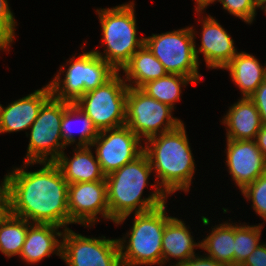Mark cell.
Listing matches in <instances>:
<instances>
[{
	"mask_svg": "<svg viewBox=\"0 0 266 266\" xmlns=\"http://www.w3.org/2000/svg\"><path fill=\"white\" fill-rule=\"evenodd\" d=\"M134 2L112 8L97 9L102 27L104 54L93 50L117 72L130 61L132 55L144 45L145 38L137 37Z\"/></svg>",
	"mask_w": 266,
	"mask_h": 266,
	"instance_id": "4",
	"label": "cell"
},
{
	"mask_svg": "<svg viewBox=\"0 0 266 266\" xmlns=\"http://www.w3.org/2000/svg\"><path fill=\"white\" fill-rule=\"evenodd\" d=\"M241 193L247 200L251 199L252 208L266 221V173L248 184Z\"/></svg>",
	"mask_w": 266,
	"mask_h": 266,
	"instance_id": "29",
	"label": "cell"
},
{
	"mask_svg": "<svg viewBox=\"0 0 266 266\" xmlns=\"http://www.w3.org/2000/svg\"><path fill=\"white\" fill-rule=\"evenodd\" d=\"M61 259L68 266H122L118 239L86 237L63 230Z\"/></svg>",
	"mask_w": 266,
	"mask_h": 266,
	"instance_id": "11",
	"label": "cell"
},
{
	"mask_svg": "<svg viewBox=\"0 0 266 266\" xmlns=\"http://www.w3.org/2000/svg\"><path fill=\"white\" fill-rule=\"evenodd\" d=\"M259 8H261L262 10L264 9V13L266 15V0H263L260 4H259Z\"/></svg>",
	"mask_w": 266,
	"mask_h": 266,
	"instance_id": "37",
	"label": "cell"
},
{
	"mask_svg": "<svg viewBox=\"0 0 266 266\" xmlns=\"http://www.w3.org/2000/svg\"><path fill=\"white\" fill-rule=\"evenodd\" d=\"M188 83L195 84L189 77L167 74L164 77L147 82L140 89L149 97L174 109L175 102L179 101L182 93L181 87H185Z\"/></svg>",
	"mask_w": 266,
	"mask_h": 266,
	"instance_id": "26",
	"label": "cell"
},
{
	"mask_svg": "<svg viewBox=\"0 0 266 266\" xmlns=\"http://www.w3.org/2000/svg\"><path fill=\"white\" fill-rule=\"evenodd\" d=\"M225 151L229 174L241 191L266 173V158L255 140L227 139Z\"/></svg>",
	"mask_w": 266,
	"mask_h": 266,
	"instance_id": "14",
	"label": "cell"
},
{
	"mask_svg": "<svg viewBox=\"0 0 266 266\" xmlns=\"http://www.w3.org/2000/svg\"><path fill=\"white\" fill-rule=\"evenodd\" d=\"M60 226L54 224L32 223L28 227L25 242L19 257L27 264L40 262L51 254L61 258L63 232L58 231ZM58 237V238H57Z\"/></svg>",
	"mask_w": 266,
	"mask_h": 266,
	"instance_id": "17",
	"label": "cell"
},
{
	"mask_svg": "<svg viewBox=\"0 0 266 266\" xmlns=\"http://www.w3.org/2000/svg\"><path fill=\"white\" fill-rule=\"evenodd\" d=\"M9 51V48L0 40V50H7Z\"/></svg>",
	"mask_w": 266,
	"mask_h": 266,
	"instance_id": "38",
	"label": "cell"
},
{
	"mask_svg": "<svg viewBox=\"0 0 266 266\" xmlns=\"http://www.w3.org/2000/svg\"><path fill=\"white\" fill-rule=\"evenodd\" d=\"M240 266H266V243L259 244Z\"/></svg>",
	"mask_w": 266,
	"mask_h": 266,
	"instance_id": "32",
	"label": "cell"
},
{
	"mask_svg": "<svg viewBox=\"0 0 266 266\" xmlns=\"http://www.w3.org/2000/svg\"><path fill=\"white\" fill-rule=\"evenodd\" d=\"M193 27L144 37V44L162 63L168 74L189 77L195 84L202 79L195 54Z\"/></svg>",
	"mask_w": 266,
	"mask_h": 266,
	"instance_id": "7",
	"label": "cell"
},
{
	"mask_svg": "<svg viewBox=\"0 0 266 266\" xmlns=\"http://www.w3.org/2000/svg\"><path fill=\"white\" fill-rule=\"evenodd\" d=\"M229 70L232 81L240 89L242 97L252 95L266 79L265 67L257 58L246 52H237L236 56L223 68Z\"/></svg>",
	"mask_w": 266,
	"mask_h": 266,
	"instance_id": "21",
	"label": "cell"
},
{
	"mask_svg": "<svg viewBox=\"0 0 266 266\" xmlns=\"http://www.w3.org/2000/svg\"><path fill=\"white\" fill-rule=\"evenodd\" d=\"M258 4H260L263 0H255Z\"/></svg>",
	"mask_w": 266,
	"mask_h": 266,
	"instance_id": "39",
	"label": "cell"
},
{
	"mask_svg": "<svg viewBox=\"0 0 266 266\" xmlns=\"http://www.w3.org/2000/svg\"><path fill=\"white\" fill-rule=\"evenodd\" d=\"M51 96V89L47 84L33 93L15 100L8 106H1L0 133H11L27 130L36 120L43 103Z\"/></svg>",
	"mask_w": 266,
	"mask_h": 266,
	"instance_id": "16",
	"label": "cell"
},
{
	"mask_svg": "<svg viewBox=\"0 0 266 266\" xmlns=\"http://www.w3.org/2000/svg\"><path fill=\"white\" fill-rule=\"evenodd\" d=\"M196 7H204L210 0H194Z\"/></svg>",
	"mask_w": 266,
	"mask_h": 266,
	"instance_id": "36",
	"label": "cell"
},
{
	"mask_svg": "<svg viewBox=\"0 0 266 266\" xmlns=\"http://www.w3.org/2000/svg\"><path fill=\"white\" fill-rule=\"evenodd\" d=\"M187 137L184 123H181L177 128L150 137L144 143L143 151L157 174L154 182L167 196L178 190L189 192L195 163Z\"/></svg>",
	"mask_w": 266,
	"mask_h": 266,
	"instance_id": "3",
	"label": "cell"
},
{
	"mask_svg": "<svg viewBox=\"0 0 266 266\" xmlns=\"http://www.w3.org/2000/svg\"><path fill=\"white\" fill-rule=\"evenodd\" d=\"M69 59L68 68L61 66L60 72L49 82L51 95L58 100L75 103L86 92L109 81L117 71L93 50L83 52L78 58ZM65 72L61 80L60 75Z\"/></svg>",
	"mask_w": 266,
	"mask_h": 266,
	"instance_id": "6",
	"label": "cell"
},
{
	"mask_svg": "<svg viewBox=\"0 0 266 266\" xmlns=\"http://www.w3.org/2000/svg\"><path fill=\"white\" fill-rule=\"evenodd\" d=\"M4 208L3 202V182L0 183V211Z\"/></svg>",
	"mask_w": 266,
	"mask_h": 266,
	"instance_id": "35",
	"label": "cell"
},
{
	"mask_svg": "<svg viewBox=\"0 0 266 266\" xmlns=\"http://www.w3.org/2000/svg\"><path fill=\"white\" fill-rule=\"evenodd\" d=\"M8 4V0H0V40L10 49L17 22Z\"/></svg>",
	"mask_w": 266,
	"mask_h": 266,
	"instance_id": "30",
	"label": "cell"
},
{
	"mask_svg": "<svg viewBox=\"0 0 266 266\" xmlns=\"http://www.w3.org/2000/svg\"><path fill=\"white\" fill-rule=\"evenodd\" d=\"M185 224L183 220L172 216L166 222L162 236L163 266L171 260V257L178 259V261L170 266H179L192 256L197 255L194 248L199 247L200 249V241L194 242L193 236Z\"/></svg>",
	"mask_w": 266,
	"mask_h": 266,
	"instance_id": "20",
	"label": "cell"
},
{
	"mask_svg": "<svg viewBox=\"0 0 266 266\" xmlns=\"http://www.w3.org/2000/svg\"><path fill=\"white\" fill-rule=\"evenodd\" d=\"M249 99L257 107L262 125L266 126V79L258 86Z\"/></svg>",
	"mask_w": 266,
	"mask_h": 266,
	"instance_id": "31",
	"label": "cell"
},
{
	"mask_svg": "<svg viewBox=\"0 0 266 266\" xmlns=\"http://www.w3.org/2000/svg\"><path fill=\"white\" fill-rule=\"evenodd\" d=\"M31 224L3 208L0 211V252L8 258L19 256Z\"/></svg>",
	"mask_w": 266,
	"mask_h": 266,
	"instance_id": "24",
	"label": "cell"
},
{
	"mask_svg": "<svg viewBox=\"0 0 266 266\" xmlns=\"http://www.w3.org/2000/svg\"><path fill=\"white\" fill-rule=\"evenodd\" d=\"M67 198L70 224L92 227L99 214L110 220L105 180L69 184Z\"/></svg>",
	"mask_w": 266,
	"mask_h": 266,
	"instance_id": "13",
	"label": "cell"
},
{
	"mask_svg": "<svg viewBox=\"0 0 266 266\" xmlns=\"http://www.w3.org/2000/svg\"><path fill=\"white\" fill-rule=\"evenodd\" d=\"M179 266H226L223 263H220L209 256H192L184 263H181Z\"/></svg>",
	"mask_w": 266,
	"mask_h": 266,
	"instance_id": "33",
	"label": "cell"
},
{
	"mask_svg": "<svg viewBox=\"0 0 266 266\" xmlns=\"http://www.w3.org/2000/svg\"><path fill=\"white\" fill-rule=\"evenodd\" d=\"M257 147L260 149L264 157L266 158V126L262 125L260 131L255 138Z\"/></svg>",
	"mask_w": 266,
	"mask_h": 266,
	"instance_id": "34",
	"label": "cell"
},
{
	"mask_svg": "<svg viewBox=\"0 0 266 266\" xmlns=\"http://www.w3.org/2000/svg\"><path fill=\"white\" fill-rule=\"evenodd\" d=\"M223 6V9L227 10L231 15L239 17L244 22L251 24L256 16V10L259 8V4L255 0H217ZM216 0H210L204 7H194L197 14L203 13L202 11L207 8L208 5L217 2Z\"/></svg>",
	"mask_w": 266,
	"mask_h": 266,
	"instance_id": "28",
	"label": "cell"
},
{
	"mask_svg": "<svg viewBox=\"0 0 266 266\" xmlns=\"http://www.w3.org/2000/svg\"><path fill=\"white\" fill-rule=\"evenodd\" d=\"M207 234L206 238L201 240L200 248L208 253L207 256L225 264L226 266H235V241L233 223H222L215 225Z\"/></svg>",
	"mask_w": 266,
	"mask_h": 266,
	"instance_id": "23",
	"label": "cell"
},
{
	"mask_svg": "<svg viewBox=\"0 0 266 266\" xmlns=\"http://www.w3.org/2000/svg\"><path fill=\"white\" fill-rule=\"evenodd\" d=\"M122 70L127 86L133 88H141L147 82L168 74L162 63L145 44L132 55Z\"/></svg>",
	"mask_w": 266,
	"mask_h": 266,
	"instance_id": "22",
	"label": "cell"
},
{
	"mask_svg": "<svg viewBox=\"0 0 266 266\" xmlns=\"http://www.w3.org/2000/svg\"><path fill=\"white\" fill-rule=\"evenodd\" d=\"M172 111L169 105L149 97L140 88L128 87L125 125L143 141L183 123L171 115Z\"/></svg>",
	"mask_w": 266,
	"mask_h": 266,
	"instance_id": "10",
	"label": "cell"
},
{
	"mask_svg": "<svg viewBox=\"0 0 266 266\" xmlns=\"http://www.w3.org/2000/svg\"><path fill=\"white\" fill-rule=\"evenodd\" d=\"M140 140L127 125L100 131L91 146L103 173L107 176L138 157L144 150Z\"/></svg>",
	"mask_w": 266,
	"mask_h": 266,
	"instance_id": "12",
	"label": "cell"
},
{
	"mask_svg": "<svg viewBox=\"0 0 266 266\" xmlns=\"http://www.w3.org/2000/svg\"><path fill=\"white\" fill-rule=\"evenodd\" d=\"M3 179L4 208L30 223L54 224L67 229L68 182L55 162H39V170H24L38 162H23Z\"/></svg>",
	"mask_w": 266,
	"mask_h": 266,
	"instance_id": "1",
	"label": "cell"
},
{
	"mask_svg": "<svg viewBox=\"0 0 266 266\" xmlns=\"http://www.w3.org/2000/svg\"><path fill=\"white\" fill-rule=\"evenodd\" d=\"M119 74L117 72L104 85L86 92L75 102L99 132L125 125L128 86Z\"/></svg>",
	"mask_w": 266,
	"mask_h": 266,
	"instance_id": "9",
	"label": "cell"
},
{
	"mask_svg": "<svg viewBox=\"0 0 266 266\" xmlns=\"http://www.w3.org/2000/svg\"><path fill=\"white\" fill-rule=\"evenodd\" d=\"M201 45H195V54L199 61V53L204 55L208 68L223 69L237 54L230 34L210 15L202 20Z\"/></svg>",
	"mask_w": 266,
	"mask_h": 266,
	"instance_id": "15",
	"label": "cell"
},
{
	"mask_svg": "<svg viewBox=\"0 0 266 266\" xmlns=\"http://www.w3.org/2000/svg\"><path fill=\"white\" fill-rule=\"evenodd\" d=\"M69 102L52 95L41 106L30 131V141L24 162H55L66 146L61 136V121ZM49 156V157H48Z\"/></svg>",
	"mask_w": 266,
	"mask_h": 266,
	"instance_id": "8",
	"label": "cell"
},
{
	"mask_svg": "<svg viewBox=\"0 0 266 266\" xmlns=\"http://www.w3.org/2000/svg\"><path fill=\"white\" fill-rule=\"evenodd\" d=\"M223 118L226 138L230 140H255L262 127L259 111L249 97L230 106Z\"/></svg>",
	"mask_w": 266,
	"mask_h": 266,
	"instance_id": "18",
	"label": "cell"
},
{
	"mask_svg": "<svg viewBox=\"0 0 266 266\" xmlns=\"http://www.w3.org/2000/svg\"><path fill=\"white\" fill-rule=\"evenodd\" d=\"M234 241H235V266H240L247 257L261 244V228L259 225H237L234 223Z\"/></svg>",
	"mask_w": 266,
	"mask_h": 266,
	"instance_id": "27",
	"label": "cell"
},
{
	"mask_svg": "<svg viewBox=\"0 0 266 266\" xmlns=\"http://www.w3.org/2000/svg\"><path fill=\"white\" fill-rule=\"evenodd\" d=\"M151 172L149 158L143 151L133 161L106 176L111 221L117 225L122 224L132 213L150 211L166 203L167 195L155 183L150 185L155 191L148 198H142Z\"/></svg>",
	"mask_w": 266,
	"mask_h": 266,
	"instance_id": "2",
	"label": "cell"
},
{
	"mask_svg": "<svg viewBox=\"0 0 266 266\" xmlns=\"http://www.w3.org/2000/svg\"><path fill=\"white\" fill-rule=\"evenodd\" d=\"M91 149V146H77L72 158L63 151L55 161L68 184L105 180L106 175Z\"/></svg>",
	"mask_w": 266,
	"mask_h": 266,
	"instance_id": "19",
	"label": "cell"
},
{
	"mask_svg": "<svg viewBox=\"0 0 266 266\" xmlns=\"http://www.w3.org/2000/svg\"><path fill=\"white\" fill-rule=\"evenodd\" d=\"M79 119L82 123L79 132L80 135L78 140L75 139V136L72 134L75 132L72 130L73 120ZM61 136L63 144L67 147L68 145L75 144L77 146H91L94 139L99 135V131L91 121V119L85 114V112L79 108L76 103H69L64 109V113L61 121Z\"/></svg>",
	"mask_w": 266,
	"mask_h": 266,
	"instance_id": "25",
	"label": "cell"
},
{
	"mask_svg": "<svg viewBox=\"0 0 266 266\" xmlns=\"http://www.w3.org/2000/svg\"><path fill=\"white\" fill-rule=\"evenodd\" d=\"M165 204L150 211L135 213L130 232L118 239L122 266H162V236L166 222L171 218L166 215Z\"/></svg>",
	"mask_w": 266,
	"mask_h": 266,
	"instance_id": "5",
	"label": "cell"
}]
</instances>
